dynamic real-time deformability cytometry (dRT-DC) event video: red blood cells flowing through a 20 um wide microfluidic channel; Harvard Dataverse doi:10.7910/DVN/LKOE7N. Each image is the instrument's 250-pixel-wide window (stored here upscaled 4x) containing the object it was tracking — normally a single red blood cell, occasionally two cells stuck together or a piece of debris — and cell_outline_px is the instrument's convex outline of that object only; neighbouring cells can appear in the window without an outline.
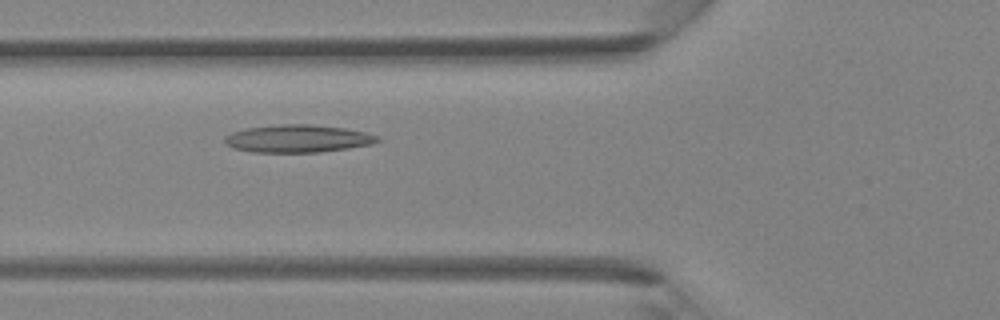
{"species": "Egyptian fruit bat (a non-hibernating species)", "species_latin": "Rousettus aegyptiacus", "temperature_condition": "room temperature", "stored_images_in_passage": 41, "camera_frame_rate_fps": 3000, "um_per_image_px": 0.085, "animal": {"sex": "female"}, "frame": {"image": 1, "passage_image": 15, "time_ms": 4.667, "image_size_px": [1000, 320], "cell_outline_px": [[380, 140], [372, 144], [348, 148], [320, 152], [252, 152], [232, 148], [224, 140], [224, 136], [232, 132], [244, 128], [280, 124], [312, 124], [344, 128], [368, 132], [380, 136]], "centroid_in_image_um": [25.32, 11.77], "position_along_channel_um": 100.5, "area_um2": 24.8}}
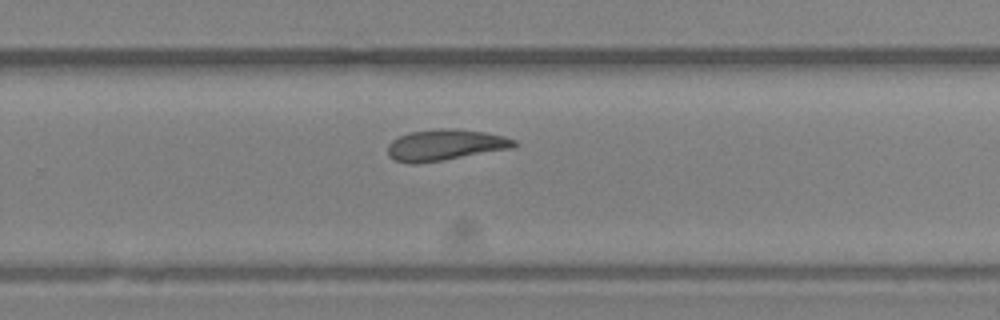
{"frame": {"image": 2, "passage_image": 27, "time_ms": 8.667, "image_size_px": [1000, 320], "cell_outline_px": [[516, 144], [512, 148], [416, 164], [408, 164], [396, 160], [388, 156], [388, 144], [392, 140], [408, 132], [440, 128], [448, 128], [484, 132], [504, 136], [516, 140]], "centroid_in_image_um": [37.8, 12.31], "position_along_channel_um": 292.0, "area_um2": 22.66}}
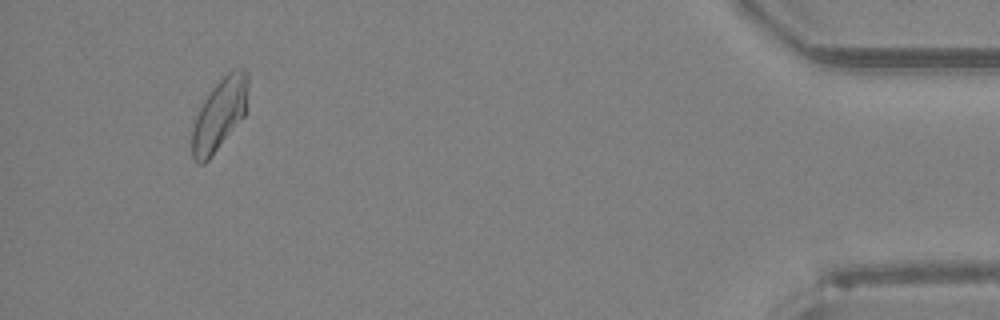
{"frame": {"image": 3, "passage_image": 39, "time_ms": 12.667, "image_size_px": [1000, 320], "cell_outline_px": [[248, 88], [244, 116], [208, 160], [204, 164], [196, 164], [192, 156], [192, 132], [196, 116], [204, 100], [212, 88], [232, 68], [244, 68], [248, 72]], "centroid_in_image_um": [18.66, 9.7], "position_along_channel_um": 416.5, "area_um2": 23.18}}